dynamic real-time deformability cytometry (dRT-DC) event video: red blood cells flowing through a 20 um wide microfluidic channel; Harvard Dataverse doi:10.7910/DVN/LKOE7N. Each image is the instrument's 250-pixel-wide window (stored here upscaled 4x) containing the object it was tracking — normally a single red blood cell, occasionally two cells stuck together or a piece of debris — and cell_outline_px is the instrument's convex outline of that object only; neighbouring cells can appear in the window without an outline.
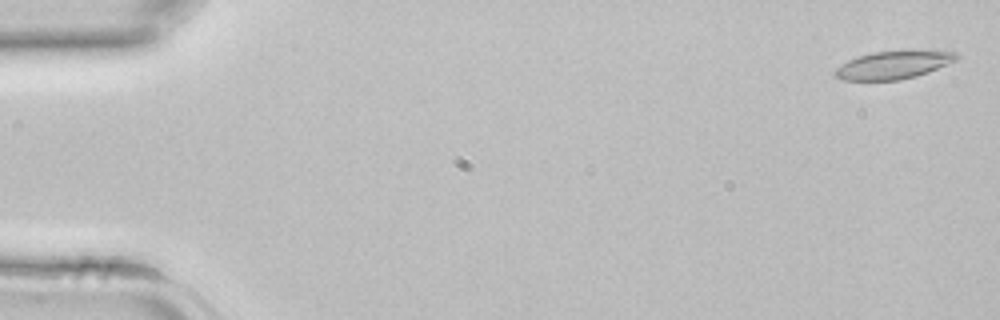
{"species": "common noctule bat (a hibernating species)", "species_latin": "Nyctalus noctula", "temperature_condition": "room temperature", "stored_images_in_passage": 43, "camera_frame_rate_fps": 3000, "um_per_image_px": 0.085, "animal": {"sex": "female", "body_mass_g": 22.7, "forearm_length_mm": 54.2}, "frame": {"image": 1, "passage_image": 2, "time_ms": 0.333, "image_size_px": [1000, 320], "cell_outline_px": [[956, 56], [944, 64], [936, 68], [912, 76], [896, 80], [848, 80], [836, 76], [836, 72], [844, 64], [852, 60], [864, 56], [880, 52], [940, 52]], "centroid_in_image_um": [75.82, 5.57], "position_along_channel_um": 9.2, "area_um2": 17.46}}
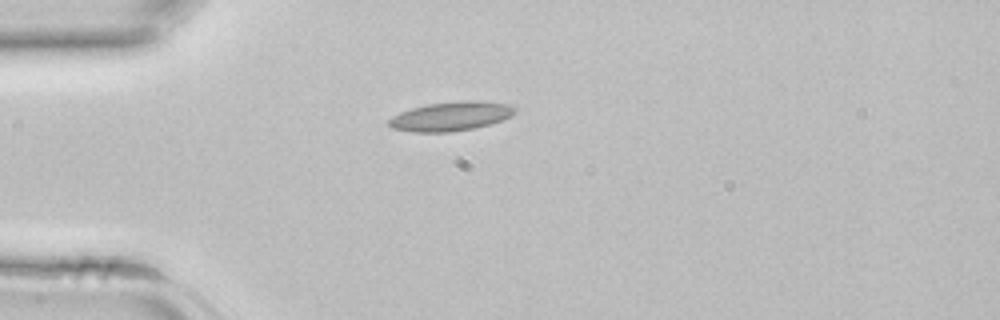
{"frame": {"image": 2, "passage_image": 12, "time_ms": 3.667, "image_size_px": [1000, 320], "cell_outline_px": [[512, 112], [508, 116], [500, 120], [488, 124], [472, 128], [444, 132], [420, 132], [396, 128], [388, 124], [388, 120], [404, 112], [416, 108], [432, 104], [500, 104], [512, 108]], "centroid_in_image_um": [38.2, 9.96], "position_along_channel_um": 46.8, "area_um2": 18.79}}
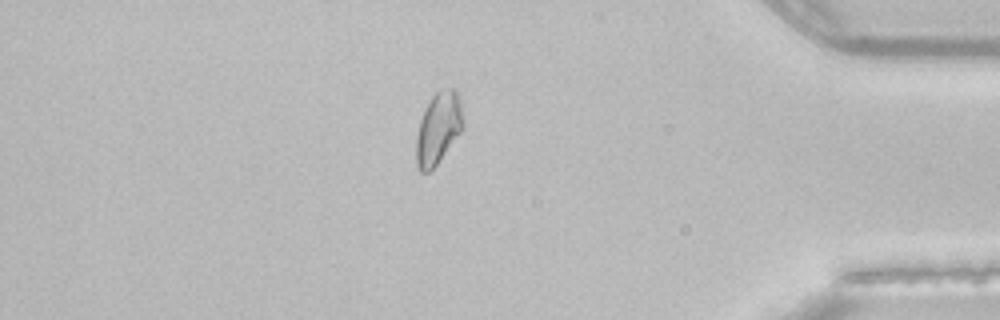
{"frame": {"image": 3, "passage_image": 37, "time_ms": 12.0, "image_size_px": [1000, 320], "cell_outline_px": [[460, 132], [436, 164], [428, 172], [420, 172], [416, 160], [416, 140], [420, 120], [432, 96], [436, 92], [452, 88], [456, 96], [460, 108]], "centroid_in_image_um": [37.18, 10.96], "position_along_channel_um": 398.0, "area_um2": 18.26}}